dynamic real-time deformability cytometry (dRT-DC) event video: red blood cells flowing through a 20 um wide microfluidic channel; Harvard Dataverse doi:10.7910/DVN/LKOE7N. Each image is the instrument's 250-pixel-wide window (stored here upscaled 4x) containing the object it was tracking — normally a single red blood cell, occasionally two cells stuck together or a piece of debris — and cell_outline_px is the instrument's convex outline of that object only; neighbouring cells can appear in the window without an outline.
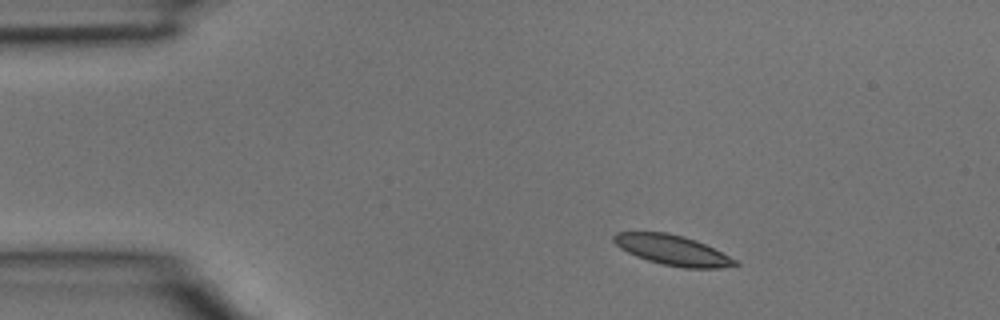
{"species": "common noctule bat (a hibernating species)", "species_latin": "Nyctalus noctula", "temperature_condition": "room temperature", "stored_images_in_passage": 2, "camera_frame_rate_fps": 3000, "um_per_image_px": 0.085, "animal": {"sex": "male", "body_mass_g": 15.6}, "frame": {"image": 1, "passage_image": 1, "time_ms": 0.0, "image_size_px": [1000, 320], "cell_outline_px": [[740, 264], [720, 268], [684, 268], [664, 264], [648, 260], [636, 256], [620, 248], [612, 240], [612, 236], [616, 232], [668, 232], [684, 236], [696, 240], [736, 260]], "centroid_in_image_um": [57.12, 21.25], "position_along_channel_um": 27.9, "area_um2": 21.04}}